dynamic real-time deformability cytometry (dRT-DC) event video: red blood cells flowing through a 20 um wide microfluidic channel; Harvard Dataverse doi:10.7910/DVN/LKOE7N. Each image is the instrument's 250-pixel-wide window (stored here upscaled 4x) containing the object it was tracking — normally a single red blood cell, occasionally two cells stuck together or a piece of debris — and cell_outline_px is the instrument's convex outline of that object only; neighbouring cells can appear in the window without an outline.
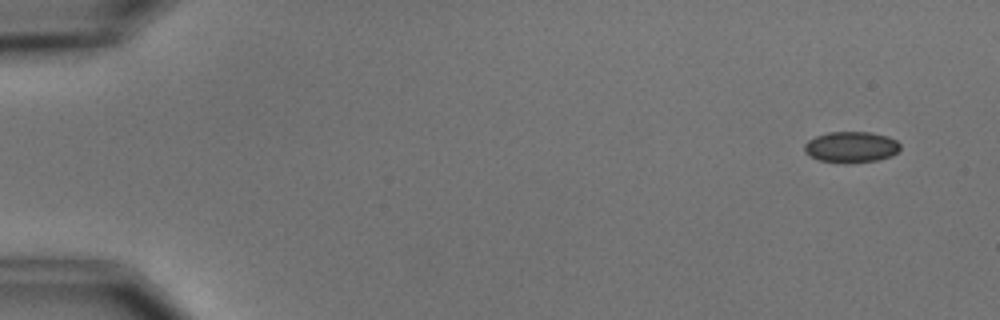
{"species": "common noctule bat (a hibernating species)", "species_latin": "Nyctalus noctula", "temperature_condition": "cold", "stored_images_in_passage": 6, "camera_frame_rate_fps": 3000, "um_per_image_px": 0.085, "animal": {"sex": "male", "body_mass_g": 15.6}, "frame": {"image": 1, "passage_image": 1, "time_ms": 0.0, "image_size_px": [1000, 320], "cell_outline_px": [[900, 148], [892, 156], [876, 160], [820, 160], [804, 152], [804, 144], [808, 140], [816, 136], [828, 132], [868, 132], [888, 136], [896, 140], [900, 144]], "centroid_in_image_um": [72.36, 12.44], "position_along_channel_um": 12.6, "area_um2": 16.53}}
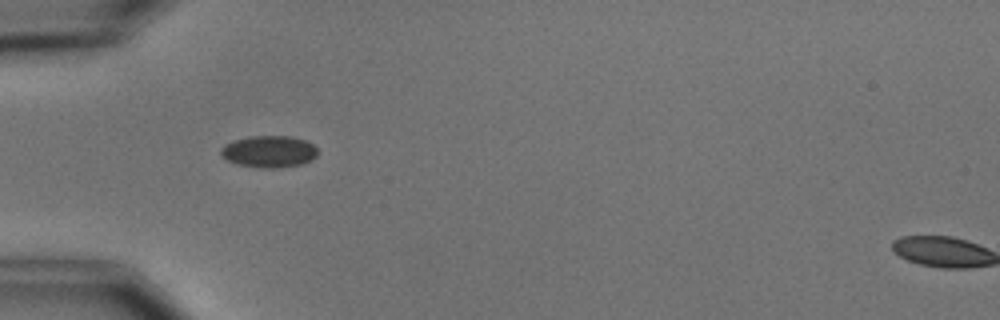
{"frame": {"image": 2, "passage_image": 5, "time_ms": 4.667, "image_size_px": [1000, 320], "cell_outline_px": [[316, 156], [312, 160], [300, 164], [276, 168], [260, 168], [236, 164], [220, 156], [220, 148], [224, 144], [232, 140], [248, 136], [292, 136], [304, 140], [312, 144], [316, 148]], "centroid_in_image_um": [22.81, 12.87], "position_along_channel_um": 62.2, "area_um2": 18.09}}